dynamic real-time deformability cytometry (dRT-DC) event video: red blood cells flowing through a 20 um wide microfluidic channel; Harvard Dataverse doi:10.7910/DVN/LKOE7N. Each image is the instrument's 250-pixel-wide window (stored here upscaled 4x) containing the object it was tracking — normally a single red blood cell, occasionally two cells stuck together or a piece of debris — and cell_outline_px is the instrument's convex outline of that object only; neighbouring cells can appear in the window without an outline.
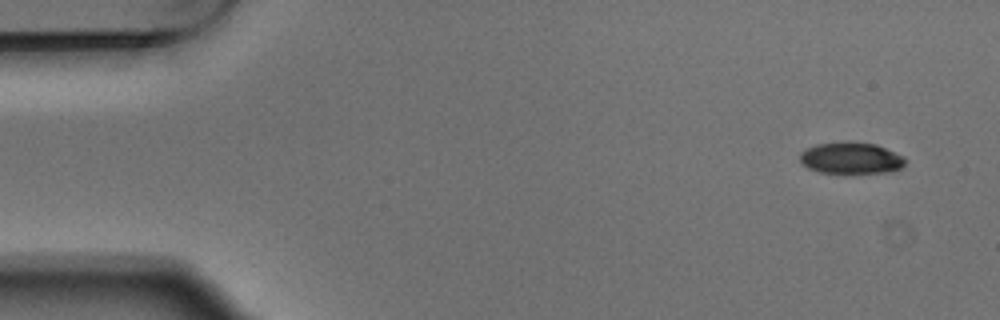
{"species": "Egyptian fruit bat (a non-hibernating species)", "species_latin": "Rousettus aegyptiacus", "temperature_condition": "warm", "stored_images_in_passage": 4, "camera_frame_rate_fps": 3000, "um_per_image_px": 0.085, "animal": {"sex": "male"}, "frame": {"image": 1, "passage_image": 1, "time_ms": 0.0, "image_size_px": [1000, 320], "cell_outline_px": [[904, 164], [900, 168], [892, 172], [820, 172], [808, 168], [800, 160], [800, 152], [816, 144], [844, 140], [852, 140], [876, 144], [904, 156]], "centroid_in_image_um": [72.33, 13.4], "position_along_channel_um": 12.7, "area_um2": 19.42}}
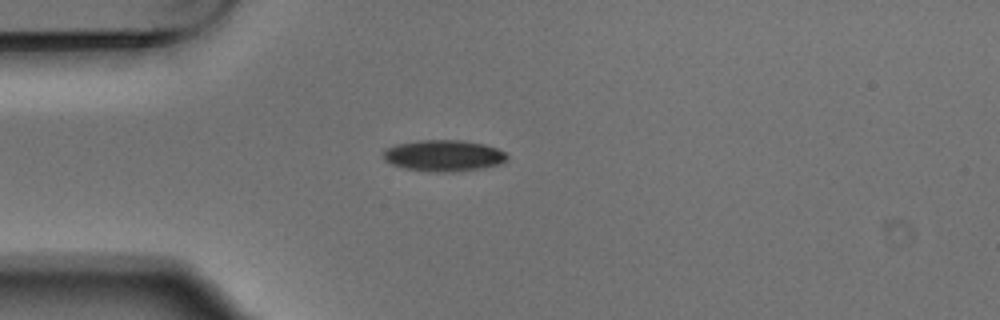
{"frame": {"image": 2, "passage_image": 4, "time_ms": 1.0, "image_size_px": [1000, 320], "cell_outline_px": [[508, 160], [500, 164], [480, 168], [452, 172], [436, 172], [404, 168], [392, 164], [384, 160], [384, 148], [396, 144], [420, 140], [460, 140], [484, 144], [496, 148], [504, 152], [508, 156]], "centroid_in_image_um": [37.7, 13.22], "position_along_channel_um": 47.3, "area_um2": 22.54}}